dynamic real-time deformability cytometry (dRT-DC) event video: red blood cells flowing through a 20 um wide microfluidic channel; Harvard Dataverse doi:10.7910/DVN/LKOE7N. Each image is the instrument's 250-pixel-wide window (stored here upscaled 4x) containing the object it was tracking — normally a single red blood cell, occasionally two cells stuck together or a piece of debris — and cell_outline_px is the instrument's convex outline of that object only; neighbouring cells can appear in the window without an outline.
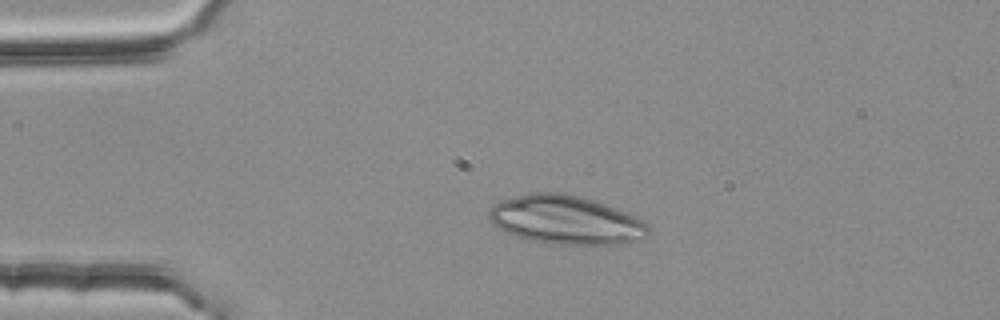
{"species": "common noctule bat (a hibernating species)", "species_latin": "Nyctalus noctula", "temperature_condition": "room temperature", "stored_images_in_passage": 3, "camera_frame_rate_fps": 3000, "um_per_image_px": 0.085, "animal": {"sex": "female", "body_mass_g": 25.1}, "frame": {"image": 1, "passage_image": 2, "time_ms": 0.333, "image_size_px": [1000, 320], "cell_outline_px": [[648, 236], [644, 240], [620, 244], [556, 244], [532, 240], [516, 236], [504, 232], [492, 224], [488, 220], [488, 212], [500, 200], [532, 192], [560, 192], [580, 196], [616, 208], [640, 220], [648, 228]], "centroid_in_image_um": [48.06, 18.7], "position_along_channel_um": 36.9, "area_um2": 44.97}}